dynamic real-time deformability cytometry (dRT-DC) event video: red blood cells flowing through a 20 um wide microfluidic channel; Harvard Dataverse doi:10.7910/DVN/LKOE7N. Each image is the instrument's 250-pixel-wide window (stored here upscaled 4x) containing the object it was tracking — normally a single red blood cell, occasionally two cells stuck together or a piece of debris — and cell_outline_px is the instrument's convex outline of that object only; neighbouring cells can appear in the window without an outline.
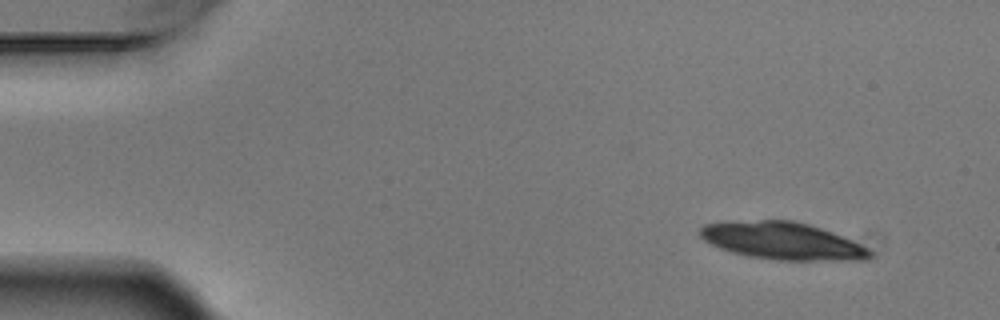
{"species": "Egyptian fruit bat (a non-hibernating species)", "species_latin": "Rousettus aegyptiacus", "temperature_condition": "warm", "stored_images_in_passage": 4, "camera_frame_rate_fps": 3000, "um_per_image_px": 0.085, "animal": {"sex": "male"}, "frame": {"image": 1, "passage_image": 1, "time_ms": 0.0, "image_size_px": [1000, 320], "cell_outline_px": [[872, 256], [864, 260], [776, 260], [748, 256], [732, 252], [720, 248], [704, 240], [696, 232], [704, 224], [760, 220], [792, 220], [808, 224], [820, 228], [852, 240], [868, 248], [872, 252]], "centroid_in_image_um": [66.5, 20.48], "position_along_channel_um": 18.5, "area_um2": 36.65}}